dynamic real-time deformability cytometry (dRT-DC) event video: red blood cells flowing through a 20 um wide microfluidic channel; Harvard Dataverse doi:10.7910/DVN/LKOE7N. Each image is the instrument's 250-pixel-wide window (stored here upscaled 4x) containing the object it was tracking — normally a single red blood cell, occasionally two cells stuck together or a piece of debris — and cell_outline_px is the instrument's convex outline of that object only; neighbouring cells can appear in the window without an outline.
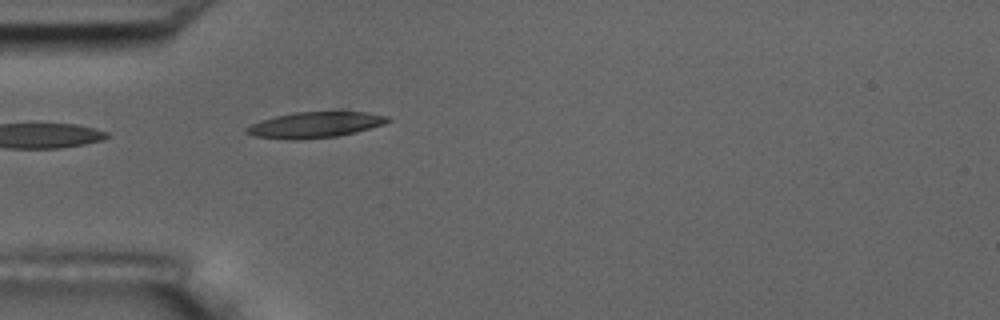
{"species": "common noctule bat (a hibernating species)", "species_latin": "Nyctalus noctula", "temperature_condition": "room temperature", "stored_images_in_passage": 5, "camera_frame_rate_fps": 3000, "um_per_image_px": 0.085, "animal": {"sex": "male", "body_mass_g": 17.5, "forearm_length_mm": 52.3}, "frame": {"image": 1, "passage_image": 5, "time_ms": 1.333, "image_size_px": [1000, 320], "cell_outline_px": [[392, 120], [384, 124], [356, 132], [336, 136], [300, 140], [292, 140], [252, 136], [244, 132], [244, 128], [260, 120], [276, 116], [296, 112], [340, 108], [368, 112], [388, 116]], "centroid_in_image_um": [26.83, 10.56], "position_along_channel_um": 58.2, "area_um2": 22.37}}